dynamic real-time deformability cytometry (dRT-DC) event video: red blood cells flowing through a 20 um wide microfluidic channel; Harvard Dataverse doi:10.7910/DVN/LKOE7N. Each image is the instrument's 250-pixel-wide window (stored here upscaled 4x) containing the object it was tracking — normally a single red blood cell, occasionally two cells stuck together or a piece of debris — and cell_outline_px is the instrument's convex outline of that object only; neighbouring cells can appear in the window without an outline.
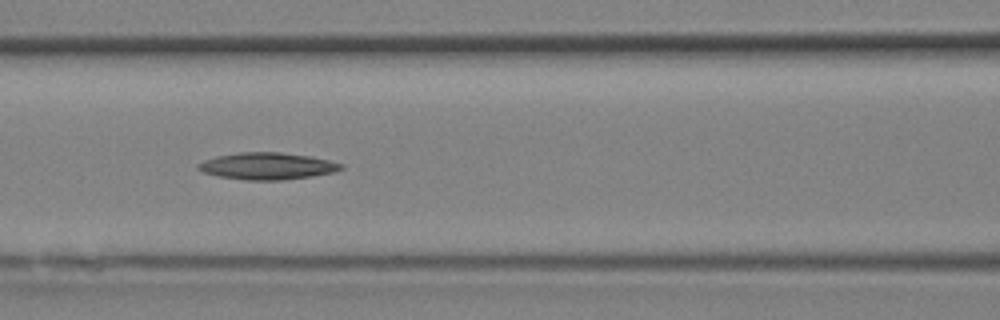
{"species": "Egyptian fruit bat (a non-hibernating species)", "species_latin": "Rousettus aegyptiacus", "temperature_condition": "room temperature", "stored_images_in_passage": 12, "camera_frame_rate_fps": 3000, "um_per_image_px": 0.085, "animal": {"sex": "female"}, "frame": {"image": 1, "passage_image": 9, "time_ms": 2.667, "image_size_px": [1000, 320], "cell_outline_px": [[344, 168], [332, 172], [312, 176], [280, 180], [248, 180], [220, 176], [204, 172], [196, 168], [196, 164], [204, 160], [216, 156], [240, 152], [280, 152], [312, 156], [344, 164]], "centroid_in_image_um": [22.72, 14.1], "position_along_channel_um": 143.9, "area_um2": 22.31}}